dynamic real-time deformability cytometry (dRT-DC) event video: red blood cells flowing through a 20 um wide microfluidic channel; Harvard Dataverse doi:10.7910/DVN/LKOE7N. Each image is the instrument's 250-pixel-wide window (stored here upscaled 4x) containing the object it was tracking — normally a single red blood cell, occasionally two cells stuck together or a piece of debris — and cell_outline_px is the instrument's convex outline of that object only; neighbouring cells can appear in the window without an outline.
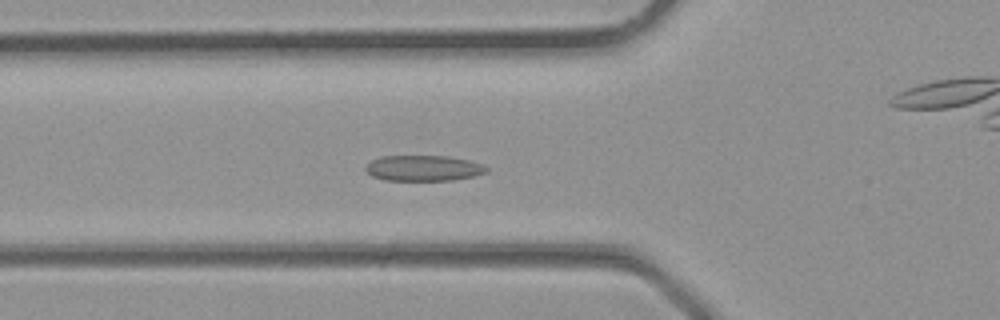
{"species": "common noctule bat (a hibernating species)", "species_latin": "Nyctalus noctula", "temperature_condition": "room temperature", "stored_images_in_passage": 15, "camera_frame_rate_fps": 3000, "um_per_image_px": 0.085, "animal": {"sex": "male", "body_mass_g": 23.1, "forearm_length_mm": 52.7}, "frame": {"image": 1, "passage_image": 3, "time_ms": 0.667, "image_size_px": [1000, 320], "cell_outline_px": [[488, 172], [472, 176], [452, 180], [384, 180], [372, 176], [364, 168], [372, 160], [380, 156], [448, 156], [468, 160], [480, 164], [488, 168]], "centroid_in_image_um": [35.97, 14.29], "position_along_channel_um": 89.8, "area_um2": 17.92}}
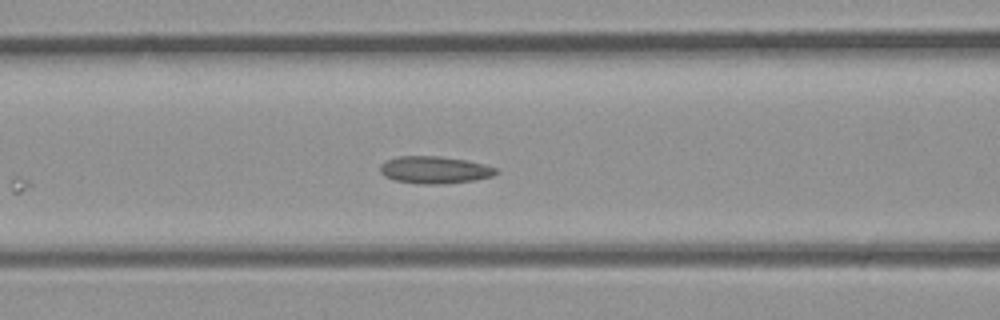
{"frame": {"image": 2, "passage_image": 5, "time_ms": 1.333, "image_size_px": [1000, 320], "cell_outline_px": [[500, 172], [492, 176], [476, 180], [440, 184], [420, 184], [396, 180], [384, 176], [380, 172], [380, 164], [384, 160], [396, 156], [440, 156], [468, 160], [484, 164], [496, 168]], "centroid_in_image_um": [36.94, 14.43], "position_along_channel_um": 129.7, "area_um2": 18.61}}
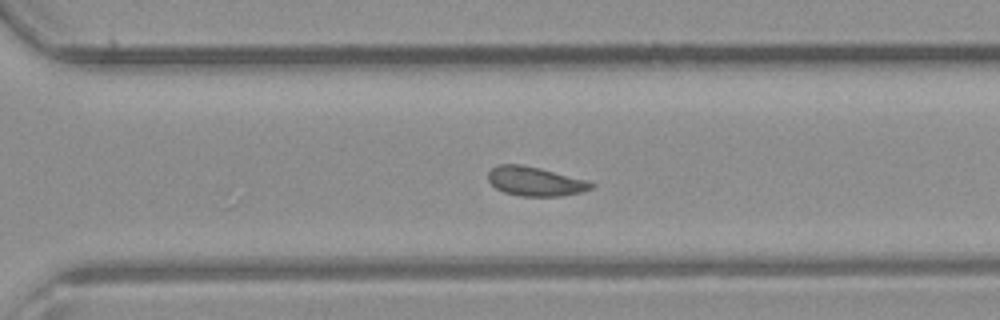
{"frame": {"image": 3, "passage_image": 15, "time_ms": 4.667, "image_size_px": [1000, 320], "cell_outline_px": [[596, 184], [592, 188], [584, 192], [560, 196], [520, 196], [504, 192], [496, 188], [488, 180], [488, 172], [496, 164], [524, 164], [588, 180]], "centroid_in_image_um": [45.51, 15.41], "position_along_channel_um": 325.1, "area_um2": 17.74}}